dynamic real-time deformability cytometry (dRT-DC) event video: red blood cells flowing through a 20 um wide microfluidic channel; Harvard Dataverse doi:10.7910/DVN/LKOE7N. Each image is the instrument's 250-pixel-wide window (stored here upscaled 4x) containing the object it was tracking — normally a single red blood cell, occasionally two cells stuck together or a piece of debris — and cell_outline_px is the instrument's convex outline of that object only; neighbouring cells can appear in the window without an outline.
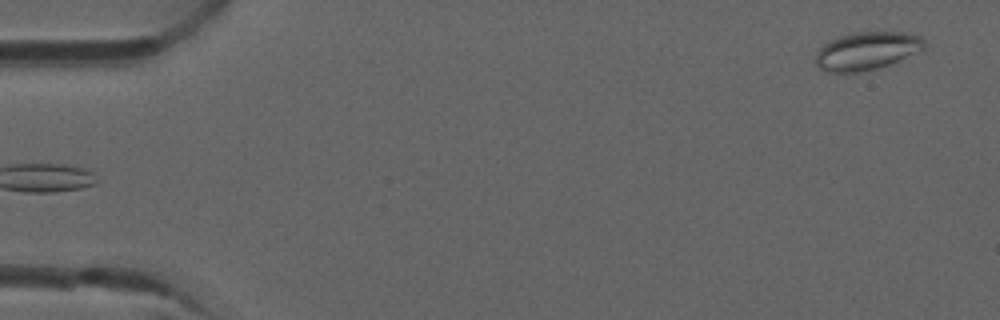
{"species": "common noctule bat (a hibernating species)", "species_latin": "Nyctalus noctula", "temperature_condition": "room temperature", "stored_images_in_passage": 4, "camera_frame_rate_fps": 3000, "um_per_image_px": 0.085, "animal": {"sex": "male", "forearm_length_mm": 52.5}, "frame": {"image": 1, "passage_image": 4, "time_ms": 1.0, "image_size_px": [1000, 320], "cell_outline_px": [[924, 48], [888, 64], [876, 68], [856, 72], [828, 72], [820, 68], [816, 64], [816, 52], [828, 40], [852, 32], [908, 32], [920, 36], [924, 40]], "centroid_in_image_um": [73.63, 4.3], "position_along_channel_um": 11.4, "area_um2": 23.7}}